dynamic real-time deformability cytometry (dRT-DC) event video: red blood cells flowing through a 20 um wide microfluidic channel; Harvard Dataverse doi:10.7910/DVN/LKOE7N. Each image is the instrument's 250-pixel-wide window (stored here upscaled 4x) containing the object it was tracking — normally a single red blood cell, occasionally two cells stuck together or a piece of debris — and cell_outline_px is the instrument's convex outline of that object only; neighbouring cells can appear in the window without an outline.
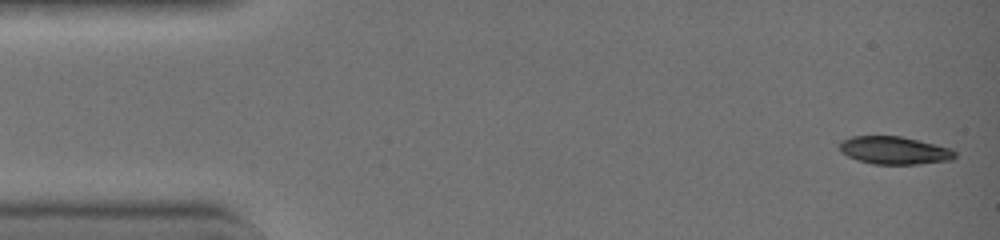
{"species": "common noctule bat (a hibernating species)", "species_latin": "Nyctalus noctula", "temperature_condition": "warm", "stored_images_in_passage": 5, "camera_frame_rate_fps": 3000, "um_per_image_px": 0.085, "animal": {"sex": "female", "body_mass_g": 19.0, "forearm_length_mm": 51.5}, "frame": {"image": 1, "passage_image": 1, "time_ms": 0.0, "image_size_px": [1000, 240], "cell_outline_px": [[956, 156], [952, 160], [920, 164], [872, 164], [856, 160], [840, 152], [840, 144], [844, 140], [852, 136], [900, 136], [948, 148], [956, 152]], "centroid_in_image_um": [76.0, 12.8], "position_along_channel_um": 9.0, "area_um2": 18.5}}
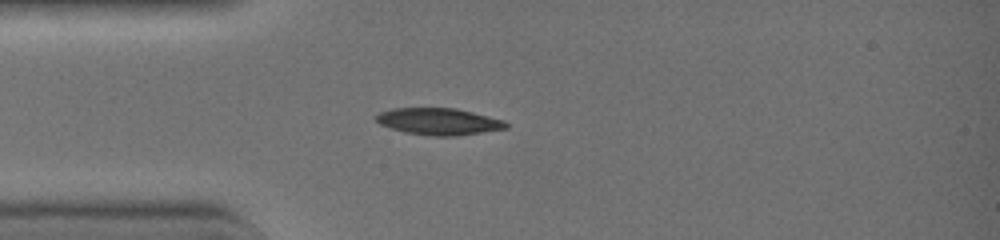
{"frame": {"image": 2, "passage_image": 5, "time_ms": 1.333, "image_size_px": [1000, 240], "cell_outline_px": [[508, 128], [456, 136], [432, 136], [404, 132], [380, 124], [376, 120], [376, 116], [380, 112], [392, 108], [452, 108], [472, 112], [504, 120], [508, 124]], "centroid_in_image_um": [37.3, 10.33], "position_along_channel_um": 47.7, "area_um2": 20.11}}